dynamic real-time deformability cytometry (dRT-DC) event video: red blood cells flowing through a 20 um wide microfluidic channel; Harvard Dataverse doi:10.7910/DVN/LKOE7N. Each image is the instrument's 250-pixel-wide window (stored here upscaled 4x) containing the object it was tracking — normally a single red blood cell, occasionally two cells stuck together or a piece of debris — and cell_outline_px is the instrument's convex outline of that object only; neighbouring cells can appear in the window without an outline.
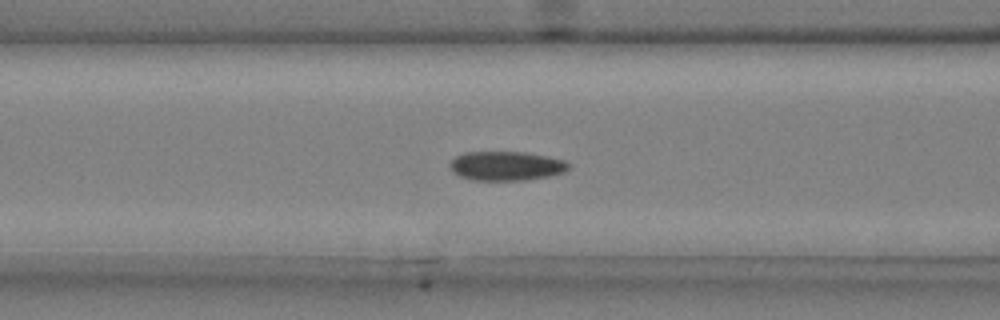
{"species": "common noctule bat (a hibernating species)", "species_latin": "Nyctalus noctula", "temperature_condition": "cold", "stored_images_in_passage": 49, "camera_frame_rate_fps": 3000, "um_per_image_px": 0.085, "animal": {"sex": "male", "body_mass_g": 20.4}, "frame": {"image": 1, "passage_image": 21, "time_ms": 6.667, "image_size_px": [1000, 320], "cell_outline_px": [[568, 168], [564, 172], [548, 176], [524, 180], [472, 180], [460, 176], [452, 172], [452, 160], [456, 156], [464, 152], [524, 152], [564, 160], [568, 164]], "centroid_in_image_um": [43.01, 14.1], "position_along_channel_um": 123.6, "area_um2": 19.88}}
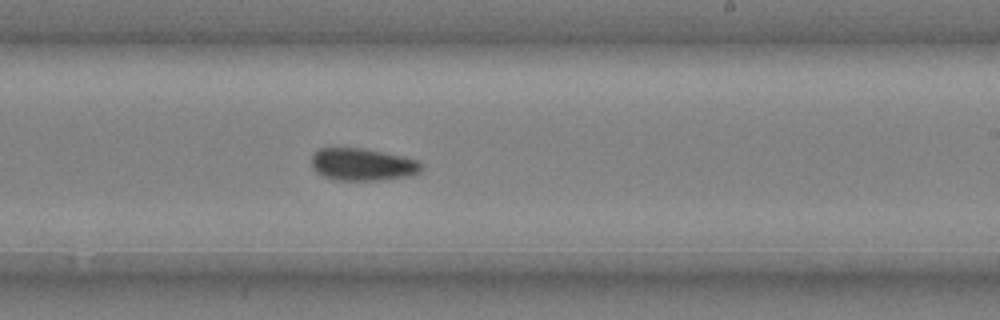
{"frame": {"image": 2, "passage_image": 32, "time_ms": 10.333, "image_size_px": [1000, 320], "cell_outline_px": [[424, 168], [420, 172], [412, 176], [380, 180], [336, 180], [324, 176], [316, 172], [312, 168], [312, 156], [320, 148], [364, 148], [400, 156], [416, 160]], "centroid_in_image_um": [30.82, 13.99], "position_along_channel_um": 258.2, "area_um2": 20.63}}
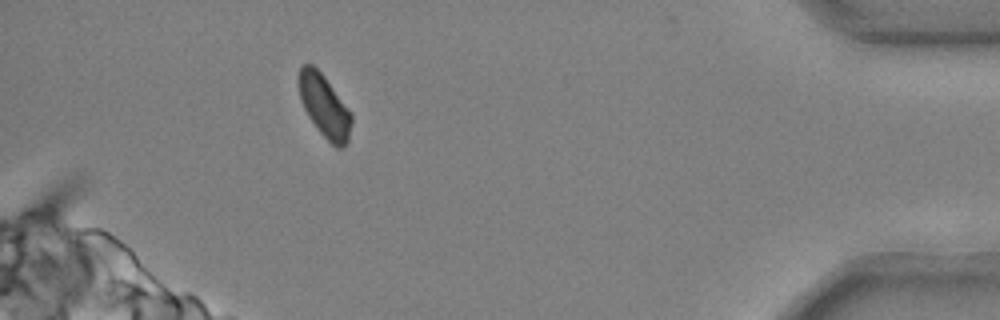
{"frame": {"image": 3, "passage_image": 48, "time_ms": 15.667, "image_size_px": [1000, 320], "cell_outline_px": [[352, 120], [348, 140], [344, 148], [336, 148], [316, 128], [308, 116], [300, 100], [300, 68], [304, 64], [312, 64], [324, 76], [352, 116]], "centroid_in_image_um": [27.58, 9.06], "position_along_channel_um": 407.6, "area_um2": 18.61}}